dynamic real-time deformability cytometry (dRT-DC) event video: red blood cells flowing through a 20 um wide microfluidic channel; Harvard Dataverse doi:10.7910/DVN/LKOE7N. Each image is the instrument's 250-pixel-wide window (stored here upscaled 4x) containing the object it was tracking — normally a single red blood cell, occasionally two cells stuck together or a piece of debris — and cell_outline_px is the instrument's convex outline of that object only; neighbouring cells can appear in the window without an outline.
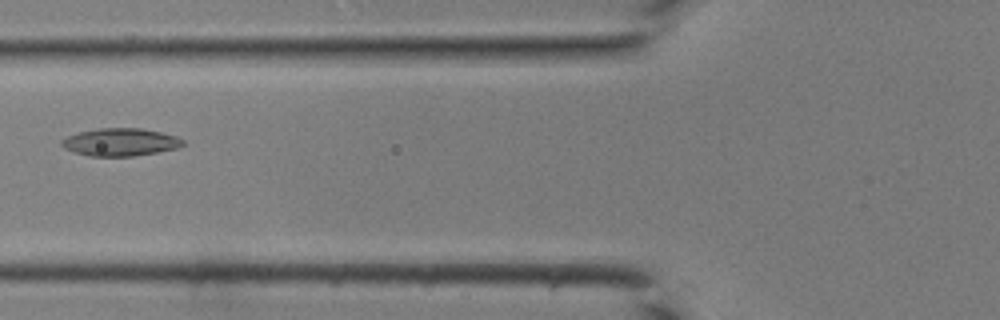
{"species": "common noctule bat (a hibernating species)", "species_latin": "Nyctalus noctula", "temperature_condition": "room temperature", "stored_images_in_passage": 22, "camera_frame_rate_fps": 3000, "um_per_image_px": 0.085, "animal": {"sex": "male", "body_mass_g": 19.0, "forearm_length_mm": 50.8}, "frame": {"image": 1, "passage_image": 5, "time_ms": 1.333, "image_size_px": [1000, 320], "cell_outline_px": [[184, 144], [176, 148], [156, 152], [132, 156], [88, 156], [64, 148], [60, 144], [60, 140], [68, 136], [80, 132], [96, 128], [140, 128], [160, 132], [176, 136], [184, 140]], "centroid_in_image_um": [10.21, 12.07], "position_along_channel_um": 115.6, "area_um2": 19.42}}
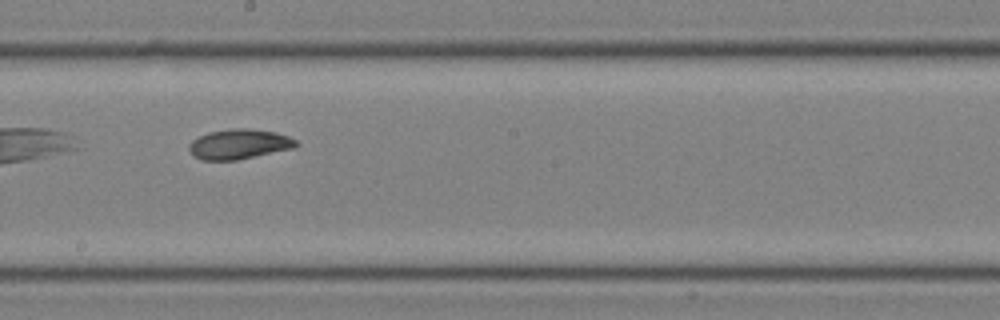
{"frame": {"image": 2, "passage_image": 12, "time_ms": 3.667, "image_size_px": [1000, 320], "cell_outline_px": [[300, 144], [292, 148], [236, 160], [200, 160], [188, 148], [188, 144], [192, 140], [208, 132], [228, 128], [248, 128], [276, 132], [288, 136], [296, 140]], "centroid_in_image_um": [20.31, 12.23], "position_along_channel_um": 227.9, "area_um2": 18.61}}
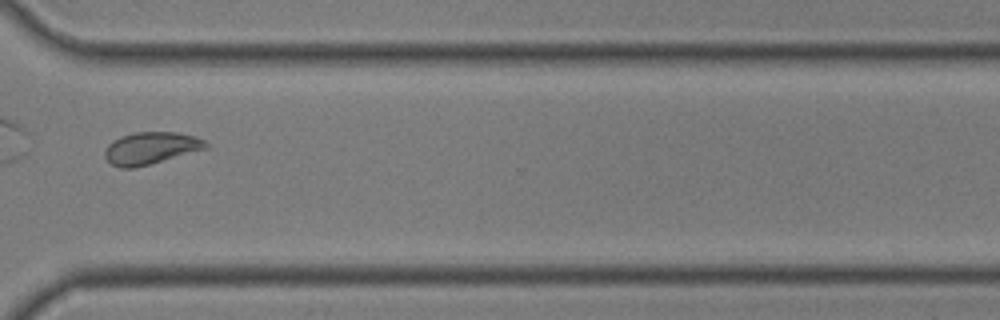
{"frame": {"image": 3, "passage_image": 20, "time_ms": 6.333, "image_size_px": [1000, 320], "cell_outline_px": [[208, 148], [148, 164], [132, 168], [120, 168], [112, 164], [104, 156], [104, 152], [108, 144], [112, 140], [120, 136], [136, 132], [176, 132], [196, 136], [204, 140], [208, 144]], "centroid_in_image_um": [12.8, 12.57], "position_along_channel_um": 357.8, "area_um2": 18.79}}